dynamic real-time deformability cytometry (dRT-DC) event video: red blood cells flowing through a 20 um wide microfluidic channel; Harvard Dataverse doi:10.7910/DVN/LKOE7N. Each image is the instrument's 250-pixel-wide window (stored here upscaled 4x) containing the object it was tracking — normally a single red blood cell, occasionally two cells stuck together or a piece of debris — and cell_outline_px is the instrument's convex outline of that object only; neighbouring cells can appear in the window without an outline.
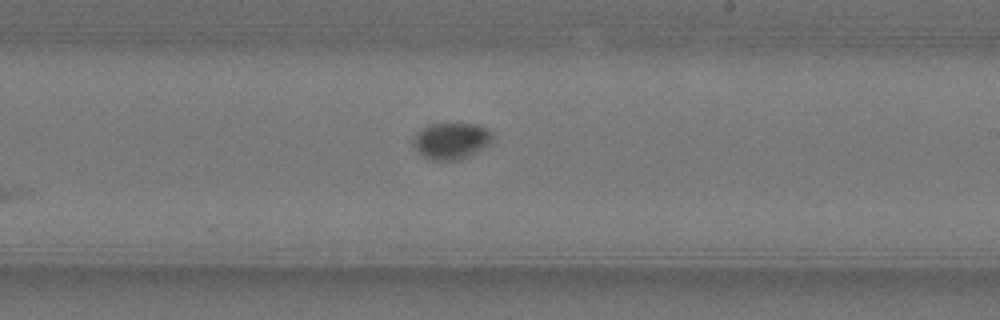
{"species": "Egyptian fruit bat (a non-hibernating species)", "species_latin": "Rousettus aegyptiacus", "temperature_condition": "warm", "stored_images_in_passage": 7, "camera_frame_rate_fps": 3000, "um_per_image_px": 0.085, "animal": {"sex": "female"}, "frame": {"image": 1, "passage_image": 7, "time_ms": 2.0, "image_size_px": [1000, 320], "cell_outline_px": [[492, 140], [484, 148], [460, 160], [432, 160], [424, 156], [412, 144], [416, 132], [420, 128], [428, 124], [480, 124], [488, 128], [492, 132]], "centroid_in_image_um": [38.37, 11.95], "position_along_channel_um": 250.6, "area_um2": 16.88}}